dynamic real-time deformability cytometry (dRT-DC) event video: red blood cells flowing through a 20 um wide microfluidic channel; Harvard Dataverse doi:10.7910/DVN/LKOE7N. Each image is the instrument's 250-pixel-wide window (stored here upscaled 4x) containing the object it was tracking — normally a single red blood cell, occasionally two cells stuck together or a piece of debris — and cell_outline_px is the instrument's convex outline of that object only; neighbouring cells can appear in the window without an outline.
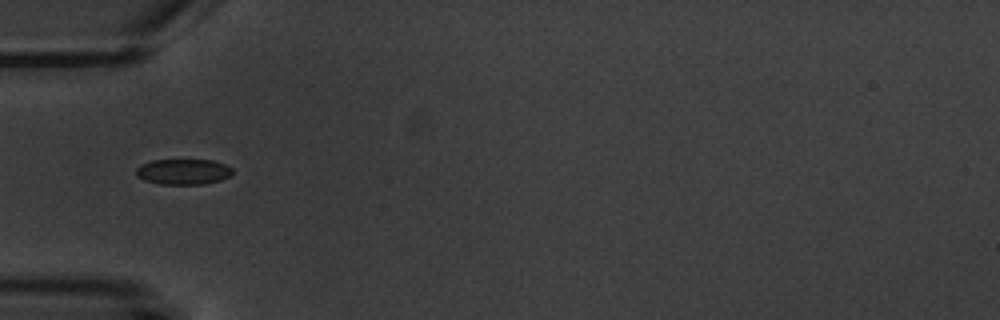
{"species": "common noctule bat (a hibernating species)", "species_latin": "Nyctalus noctula", "temperature_condition": "warm", "stored_images_in_passage": 10, "camera_frame_rate_fps": 3000, "um_per_image_px": 0.085, "animal": {"sex": "male", "body_mass_g": 20.1, "forearm_length_mm": 53.5}, "frame": {"image": 1, "passage_image": 1, "time_ms": 0.0, "image_size_px": [1000, 320], "cell_outline_px": [[232, 172], [228, 176], [220, 180], [204, 184], [160, 184], [144, 180], [136, 176], [136, 168], [140, 164], [152, 160], [212, 160], [224, 164], [232, 168]], "centroid_in_image_um": [15.53, 14.59], "position_along_channel_um": 69.5, "area_um2": 14.33}}
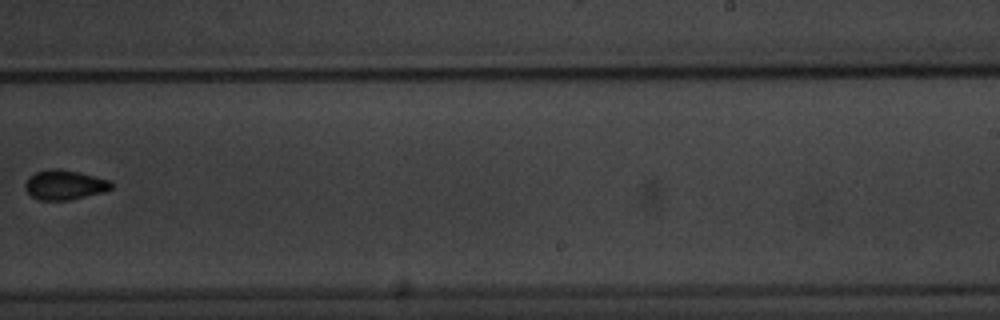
{"frame": {"image": 2, "passage_image": 6, "time_ms": 6.0, "image_size_px": [1000, 320], "cell_outline_px": [[112, 188], [104, 192], [68, 200], [40, 200], [32, 196], [24, 188], [24, 184], [28, 176], [36, 172], [48, 168], [56, 168], [76, 172], [112, 180]], "centroid_in_image_um": [5.47, 15.71], "position_along_channel_um": 283.5, "area_um2": 14.91}}
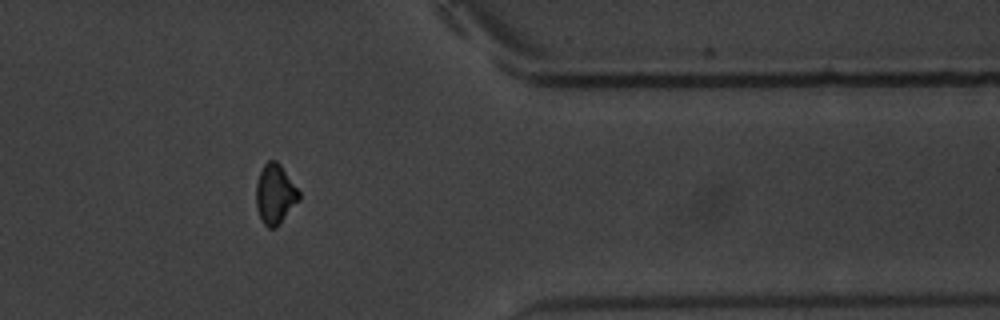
{"frame": {"image": 3, "passage_image": 9, "time_ms": 9.333, "image_size_px": [1000, 320], "cell_outline_px": [[300, 200], [280, 224], [276, 228], [268, 228], [260, 220], [256, 208], [256, 180], [264, 164], [268, 160], [276, 160], [280, 164], [300, 192]], "centroid_in_image_um": [23.37, 16.53], "position_along_channel_um": 388.0, "area_um2": 15.2}, "authors_computed_cell_mechanics": {"area_um2": 14.9124, "velocity_mm_per_s": 3.5517, "shape_relaxation_time_tau1_ms": 2.3255, "shape_relaxation_time_tau2_ms": null, "deformation_change_tau1": 0.0445, "deformation_change_tau2": null}}